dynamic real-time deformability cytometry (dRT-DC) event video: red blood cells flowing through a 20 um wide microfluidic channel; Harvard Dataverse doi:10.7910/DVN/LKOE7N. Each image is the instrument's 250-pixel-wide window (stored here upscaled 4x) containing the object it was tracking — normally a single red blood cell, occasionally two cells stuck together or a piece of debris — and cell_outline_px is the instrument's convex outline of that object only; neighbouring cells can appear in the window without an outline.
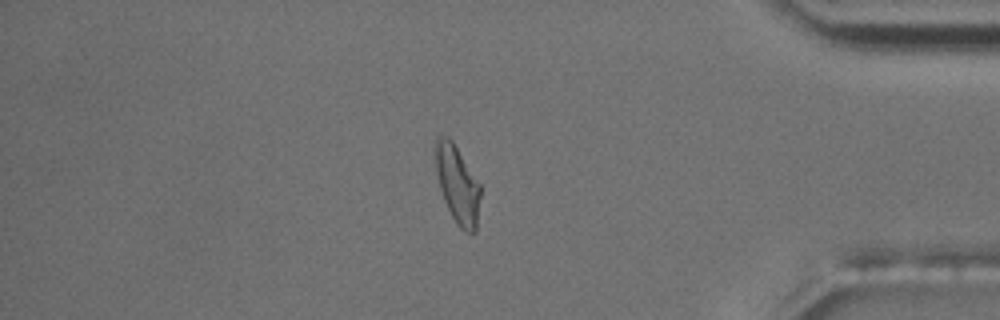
{"species": "common noctule bat (a hibernating species)", "species_latin": "Nyctalus noctula", "temperature_condition": "room temperature", "stored_images_in_passage": 56, "camera_frame_rate_fps": 3000, "um_per_image_px": 0.085, "animal": {"sex": "male", "body_mass_g": 17.5, "forearm_length_mm": 52.3}, "frame": {"image": 1, "passage_image": 48, "time_ms": 15.667, "image_size_px": [1000, 320], "cell_outline_px": [[480, 196], [476, 232], [464, 232], [456, 224], [444, 200], [440, 188], [436, 172], [432, 152], [432, 144], [436, 136], [448, 136], [452, 140], [480, 184]], "centroid_in_image_um": [38.83, 15.61], "position_along_channel_um": 396.4, "area_um2": 20.75}, "authors_computed_cell_mechanics": {"area_um2": 19.363, "velocity_mm_per_s": 3.606, "shape_relaxation_time_tau1_ms": 7.9754, "shape_relaxation_time_tau2_ms": 3.9279, "deformation_change_tau1": 0.2246, "deformation_change_tau2": 0.1229}}